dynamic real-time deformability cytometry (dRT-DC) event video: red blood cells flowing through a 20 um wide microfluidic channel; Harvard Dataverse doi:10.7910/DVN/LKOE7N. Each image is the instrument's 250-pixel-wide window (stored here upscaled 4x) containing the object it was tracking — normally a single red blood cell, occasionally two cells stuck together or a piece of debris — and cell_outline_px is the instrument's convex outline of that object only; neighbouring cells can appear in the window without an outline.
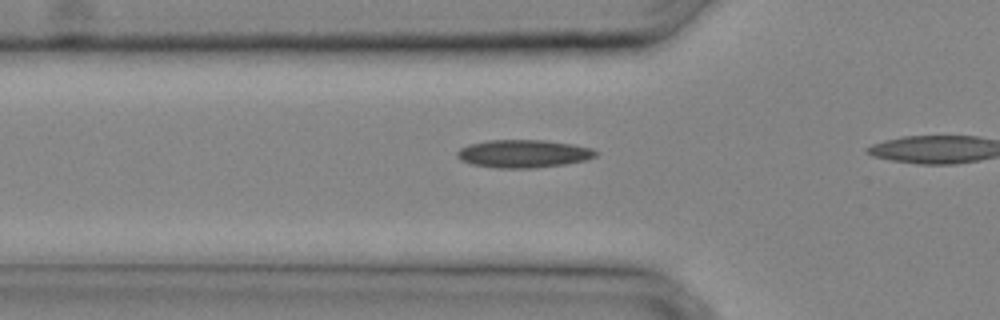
{"species": "common noctule bat (a hibernating species)", "species_latin": "Nyctalus noctula", "temperature_condition": "cold", "stored_images_in_passage": 7, "camera_frame_rate_fps": 3000, "um_per_image_px": 0.085, "animal": {"sex": "male", "body_mass_g": 20.4}, "frame": {"image": 1, "passage_image": 4, "time_ms": 1.0, "image_size_px": [1000, 320], "cell_outline_px": [[600, 152], [596, 156], [588, 160], [564, 164], [536, 168], [496, 168], [472, 164], [460, 160], [456, 156], [456, 152], [460, 148], [468, 144], [488, 140], [544, 140], [572, 144], [592, 148]], "centroid_in_image_um": [44.5, 13.06], "position_along_channel_um": 81.3, "area_um2": 22.77}}